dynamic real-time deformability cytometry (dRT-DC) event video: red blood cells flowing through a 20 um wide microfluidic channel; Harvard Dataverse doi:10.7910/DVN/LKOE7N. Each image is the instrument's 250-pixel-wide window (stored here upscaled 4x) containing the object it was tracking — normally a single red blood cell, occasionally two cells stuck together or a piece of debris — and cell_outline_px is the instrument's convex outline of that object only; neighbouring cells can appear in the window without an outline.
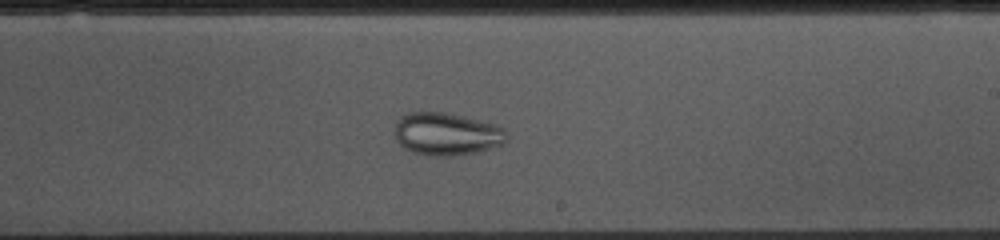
{"species": "common noctule bat (a hibernating species)", "species_latin": "Nyctalus noctula", "temperature_condition": "cold", "stored_images_in_passage": 40, "camera_frame_rate_fps": 3000, "um_per_image_px": 0.085, "animal": {"sex": "female", "body_mass_g": 10.0, "forearm_length_mm": 53.1}, "frame": {"image": 1, "passage_image": 17, "time_ms": 5.333, "image_size_px": [1000, 240], "cell_outline_px": [[508, 140], [504, 144], [476, 152], [452, 156], [432, 156], [412, 152], [404, 148], [396, 140], [396, 120], [400, 116], [408, 112], [444, 112], [480, 120], [492, 124], [500, 128], [508, 136]], "centroid_in_image_um": [37.93, 11.39], "position_along_channel_um": 251.1, "area_um2": 27.74}}
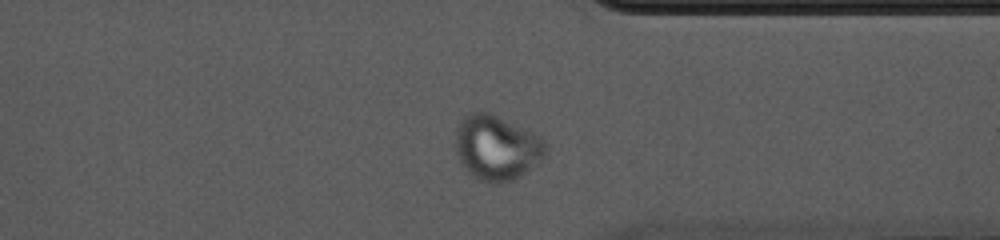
{"frame": {"image": 2, "passage_image": 27, "time_ms": 8.667, "image_size_px": [1000, 240], "cell_outline_px": [[548, 152], [544, 156], [520, 176], [508, 180], [480, 180], [468, 172], [460, 160], [456, 152], [456, 124], [468, 112], [488, 112], [532, 132], [540, 136], [544, 140], [548, 148]], "centroid_in_image_um": [42.2, 12.49], "position_along_channel_um": 369.2, "area_um2": 33.35}}
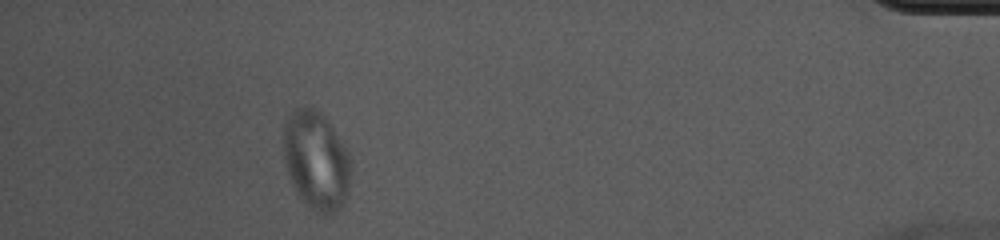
{"frame": {"image": 3, "passage_image": 35, "time_ms": 11.333, "image_size_px": [1000, 240], "cell_outline_px": [[352, 172], [348, 192], [340, 208], [336, 212], [328, 216], [316, 212], [296, 192], [292, 184], [284, 164], [284, 124], [288, 116], [296, 108], [312, 108], [320, 112], [328, 120], [348, 152], [352, 160]], "centroid_in_image_um": [26.9, 13.66], "position_along_channel_um": 408.3, "area_um2": 38.84}}